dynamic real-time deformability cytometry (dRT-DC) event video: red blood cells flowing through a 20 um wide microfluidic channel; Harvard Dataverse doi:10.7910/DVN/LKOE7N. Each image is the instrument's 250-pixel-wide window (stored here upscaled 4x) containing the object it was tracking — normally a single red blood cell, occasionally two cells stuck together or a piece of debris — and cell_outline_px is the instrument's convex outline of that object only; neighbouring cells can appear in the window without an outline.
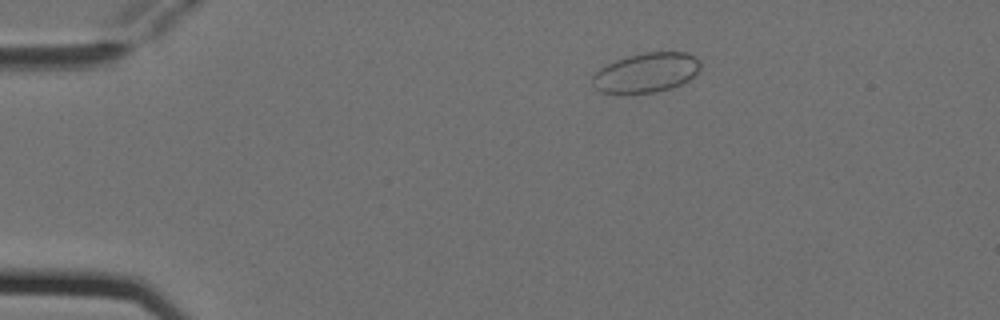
{"species": "Egyptian fruit bat (a non-hibernating species)", "species_latin": "Rousettus aegyptiacus", "temperature_condition": "cold", "stored_images_in_passage": 4, "camera_frame_rate_fps": 3000, "um_per_image_px": 0.085, "animal": {"sex": "female"}, "frame": {"image": 1, "passage_image": 1, "time_ms": 0.0, "image_size_px": [1000, 320], "cell_outline_px": [[700, 68], [688, 80], [672, 88], [652, 92], [600, 92], [592, 84], [592, 76], [600, 68], [616, 60], [628, 56], [644, 52], [684, 52], [700, 60]], "centroid_in_image_um": [54.92, 6.16], "position_along_channel_um": 30.1, "area_um2": 24.45}}